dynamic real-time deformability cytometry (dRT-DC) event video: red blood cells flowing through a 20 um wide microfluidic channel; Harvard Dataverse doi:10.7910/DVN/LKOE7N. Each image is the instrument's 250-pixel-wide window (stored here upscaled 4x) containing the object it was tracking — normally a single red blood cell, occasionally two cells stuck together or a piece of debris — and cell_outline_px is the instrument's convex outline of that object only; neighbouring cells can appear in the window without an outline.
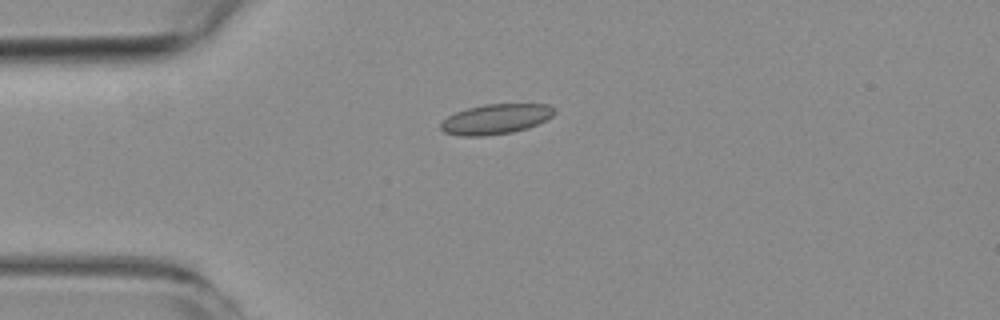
{"species": "common noctule bat (a hibernating species)", "species_latin": "Nyctalus noctula", "temperature_condition": "room temperature", "stored_images_in_passage": 5, "camera_frame_rate_fps": 3000, "um_per_image_px": 0.085, "animal": {"sex": "female", "body_mass_g": 19.3, "forearm_length_mm": 54.1}, "frame": {"image": 1, "passage_image": 1, "time_ms": 0.0, "image_size_px": [1000, 320], "cell_outline_px": [[556, 112], [552, 116], [528, 128], [512, 132], [484, 136], [460, 136], [444, 132], [440, 128], [440, 124], [448, 116], [456, 112], [468, 108], [484, 104], [548, 104], [556, 108]], "centroid_in_image_um": [42.15, 10.12], "position_along_channel_um": 42.9, "area_um2": 19.88}}
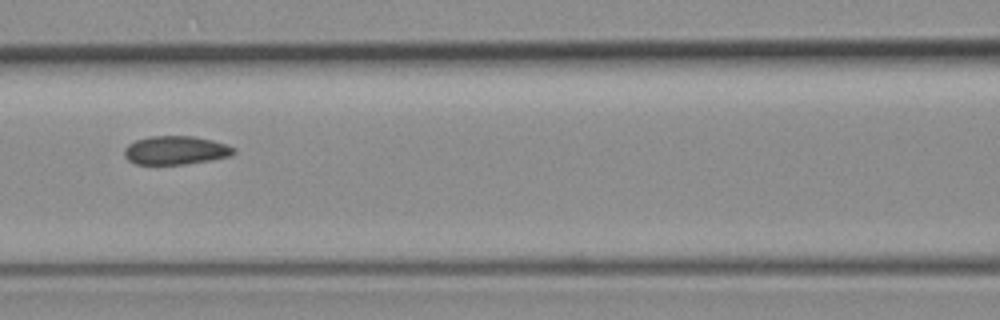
{"frame": {"image": 2, "passage_image": 4, "time_ms": 3.667, "image_size_px": [1000, 320], "cell_outline_px": [[236, 152], [232, 156], [212, 160], [184, 164], [136, 164], [128, 160], [124, 156], [124, 148], [128, 144], [136, 140], [148, 136], [196, 136], [212, 140], [236, 148]], "centroid_in_image_um": [14.94, 12.77], "position_along_channel_um": 151.7, "area_um2": 18.38}}
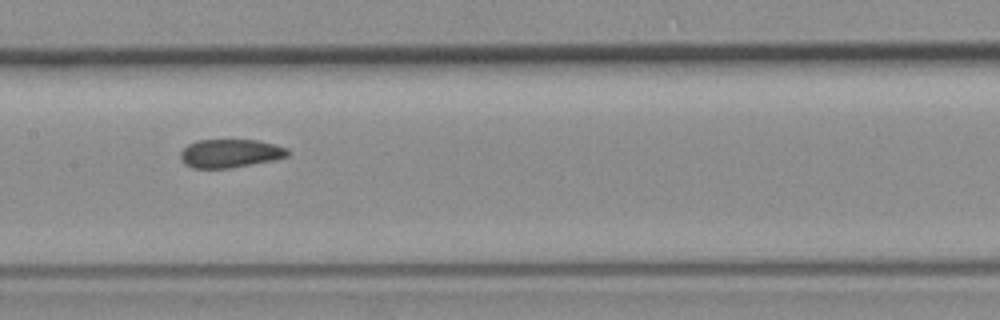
{"frame": {"image": 3, "passage_image": 5, "time_ms": 4.667, "image_size_px": [1000, 320], "cell_outline_px": [[288, 156], [272, 160], [228, 168], [192, 168], [184, 164], [180, 160], [180, 152], [188, 144], [196, 140], [256, 140], [276, 144], [288, 148]], "centroid_in_image_um": [19.53, 13.03], "position_along_channel_um": 187.9, "area_um2": 17.74}}